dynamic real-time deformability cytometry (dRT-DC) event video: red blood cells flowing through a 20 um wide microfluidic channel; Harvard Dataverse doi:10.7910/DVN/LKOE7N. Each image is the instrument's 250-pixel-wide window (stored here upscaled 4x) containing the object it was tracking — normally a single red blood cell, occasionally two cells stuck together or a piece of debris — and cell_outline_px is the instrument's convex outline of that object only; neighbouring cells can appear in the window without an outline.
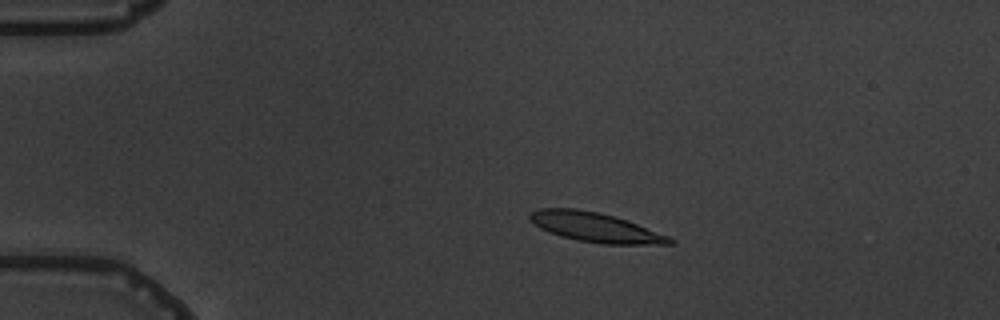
{"species": "common noctule bat (a hibernating species)", "species_latin": "Nyctalus noctula", "temperature_condition": "warm", "stored_images_in_passage": 7, "camera_frame_rate_fps": 3000, "um_per_image_px": 0.085, "animal": {"sex": "male", "body_mass_g": 19.5, "forearm_length_mm": 54.6}, "frame": {"image": 1, "passage_image": 3, "time_ms": 3.0, "image_size_px": [1000, 320], "cell_outline_px": [[676, 240], [672, 244], [604, 244], [580, 240], [560, 236], [548, 232], [540, 228], [528, 216], [532, 212], [540, 208], [576, 208], [600, 212], [628, 220], [668, 236]], "centroid_in_image_um": [50.62, 19.31], "position_along_channel_um": 34.4, "area_um2": 23.87}}
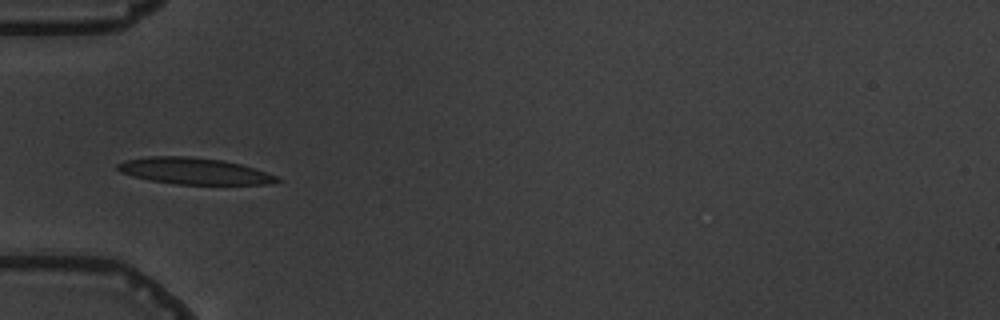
{"frame": {"image": 2, "passage_image": 5, "time_ms": 5.333, "image_size_px": [1000, 320], "cell_outline_px": [[284, 180], [272, 184], [176, 184], [148, 180], [132, 176], [120, 172], [116, 168], [116, 164], [124, 160], [148, 156], [192, 156], [224, 160], [240, 164], [276, 176]], "centroid_in_image_um": [16.46, 14.53], "position_along_channel_um": 68.5, "area_um2": 24.68}}